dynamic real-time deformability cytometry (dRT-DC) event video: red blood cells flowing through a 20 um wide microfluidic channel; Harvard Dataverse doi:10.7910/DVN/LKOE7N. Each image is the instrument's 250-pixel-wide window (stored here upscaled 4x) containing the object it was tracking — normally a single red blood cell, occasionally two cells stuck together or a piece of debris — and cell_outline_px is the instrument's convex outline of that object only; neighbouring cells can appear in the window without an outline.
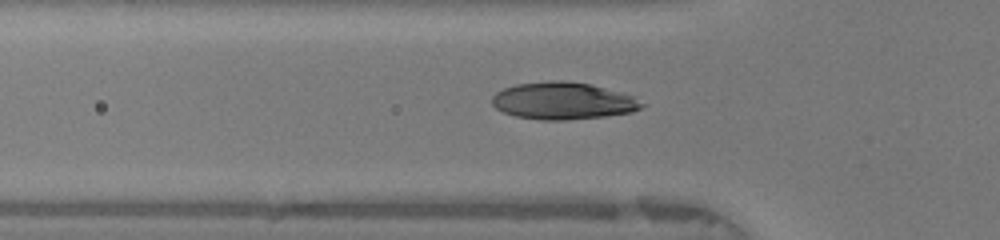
{"species": "human", "species_latin": "Homo sapiens", "temperature_condition": "warm", "stored_images_in_passage": 48, "camera_frame_rate_fps": 3000, "um_per_image_px": 0.085, "donor": {"sex": "female"}, "frame": {"image": 1, "passage_image": 15, "time_ms": 4.667, "image_size_px": [1000, 240], "cell_outline_px": [[648, 104], [632, 112], [604, 116], [564, 120], [540, 120], [516, 116], [504, 112], [496, 108], [492, 104], [492, 96], [496, 92], [504, 88], [516, 84], [552, 80], [564, 80], [592, 84], [632, 96]], "centroid_in_image_um": [47.85, 8.57], "position_along_channel_um": 77.9, "area_um2": 32.43}}
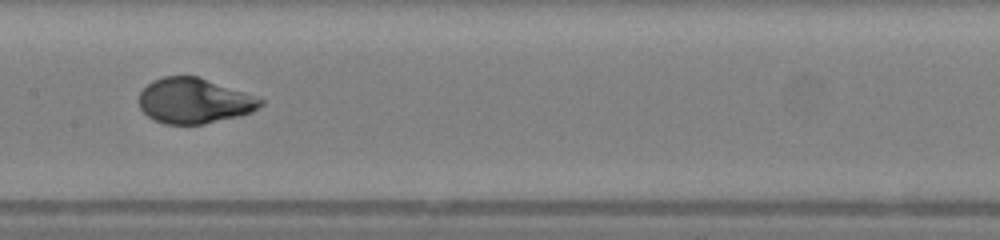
{"frame": {"image": 2, "passage_image": 23, "time_ms": 7.333, "image_size_px": [1000, 240], "cell_outline_px": [[264, 104], [252, 112], [240, 116], [204, 124], [164, 124], [148, 116], [140, 108], [140, 92], [152, 80], [164, 76], [196, 76], [244, 92], [264, 100]], "centroid_in_image_um": [16.51, 8.58], "position_along_channel_um": 190.9, "area_um2": 31.85}}
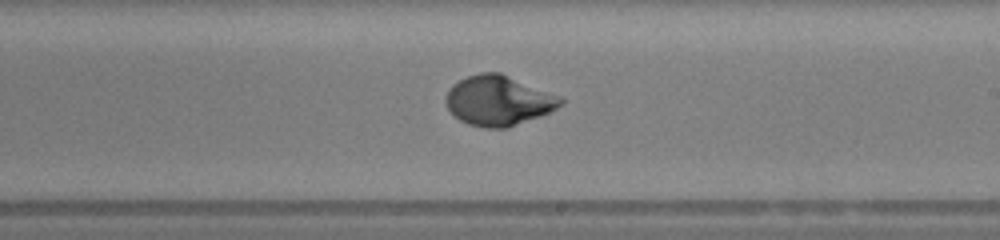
{"frame": {"image": 3, "passage_image": 27, "time_ms": 8.667, "image_size_px": [1000, 240], "cell_outline_px": [[564, 104], [540, 116], [508, 128], [484, 128], [468, 124], [460, 120], [448, 108], [444, 100], [448, 88], [452, 84], [468, 76], [480, 72], [500, 72], [560, 96], [564, 100]], "centroid_in_image_um": [42.36, 8.55], "position_along_channel_um": 246.6, "area_um2": 33.47}, "authors_computed_cell_mechanics": {"area_um2": 32.4547, "velocity_mm_per_s": 4.2035, "shape_relaxation_time_tau1_ms": 4.0501, "shape_relaxation_time_tau2_ms": null, "deformation_change_tau1": 0.2331, "deformation_change_tau2": null}}